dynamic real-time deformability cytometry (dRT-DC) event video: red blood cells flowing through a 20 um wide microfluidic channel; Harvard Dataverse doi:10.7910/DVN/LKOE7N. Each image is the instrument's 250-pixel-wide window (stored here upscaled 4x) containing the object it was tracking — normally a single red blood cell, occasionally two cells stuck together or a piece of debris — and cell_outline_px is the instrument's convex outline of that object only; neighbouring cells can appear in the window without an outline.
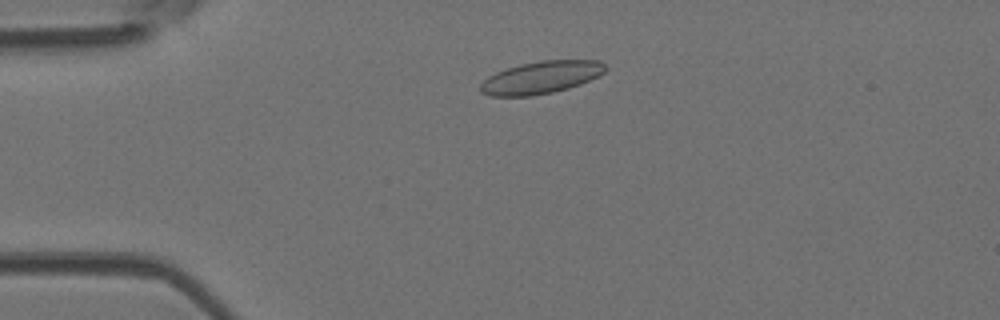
{"species": "Egyptian fruit bat (a non-hibernating species)", "species_latin": "Rousettus aegyptiacus", "temperature_condition": "room temperature", "stored_images_in_passage": 41, "camera_frame_rate_fps": 3000, "um_per_image_px": 0.085, "animal": {"sex": "female"}, "frame": {"image": 1, "passage_image": 4, "time_ms": 1.0, "image_size_px": [1000, 320], "cell_outline_px": [[608, 68], [604, 72], [580, 84], [568, 88], [552, 92], [532, 96], [488, 96], [480, 92], [480, 84], [488, 76], [496, 72], [520, 64], [540, 60], [600, 60]], "centroid_in_image_um": [45.96, 6.58], "position_along_channel_um": 39.0, "area_um2": 23.58}}
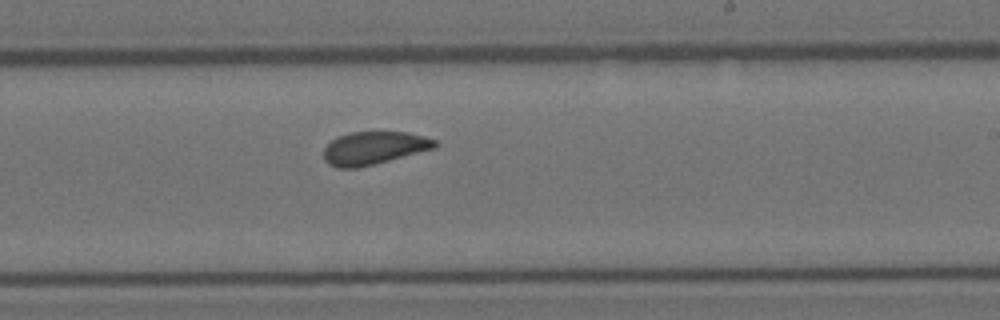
{"frame": {"image": 2, "passage_image": 22, "time_ms": 7.0, "image_size_px": [1000, 320], "cell_outline_px": [[440, 144], [436, 148], [356, 168], [336, 168], [328, 164], [324, 160], [324, 148], [336, 136], [352, 132], [408, 132], [436, 140]], "centroid_in_image_um": [31.77, 12.58], "position_along_channel_um": 257.2, "area_um2": 21.27}}
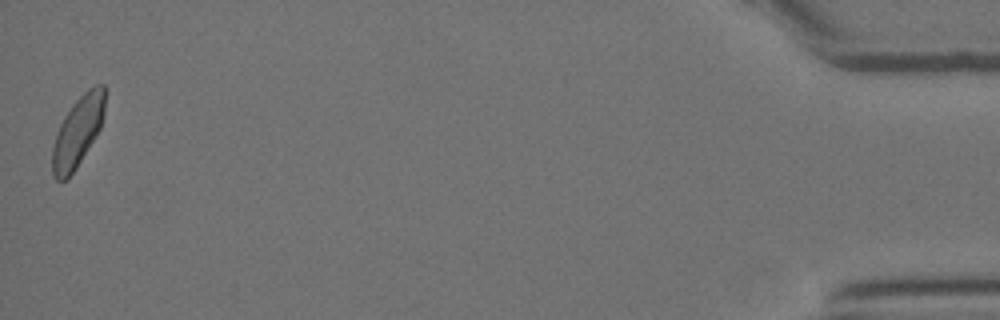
{"frame": {"image": 3, "passage_image": 41, "time_ms": 13.333, "image_size_px": [1000, 320], "cell_outline_px": [[104, 116], [100, 128], [96, 136], [76, 168], [64, 180], [56, 180], [52, 176], [52, 148], [56, 132], [64, 116], [72, 104], [88, 88], [96, 84], [104, 84]], "centroid_in_image_um": [6.6, 11.18], "position_along_channel_um": 428.6, "area_um2": 21.44}, "authors_computed_cell_mechanics": {"area_um2": 21.7906, "velocity_mm_per_s": 4.1667, "shape_relaxation_time_tau1_ms": 3.5525, "shape_relaxation_time_tau2_ms": 0.9063, "deformation_change_tau1": 0.0999, "deformation_change_tau2": 0.0667}}